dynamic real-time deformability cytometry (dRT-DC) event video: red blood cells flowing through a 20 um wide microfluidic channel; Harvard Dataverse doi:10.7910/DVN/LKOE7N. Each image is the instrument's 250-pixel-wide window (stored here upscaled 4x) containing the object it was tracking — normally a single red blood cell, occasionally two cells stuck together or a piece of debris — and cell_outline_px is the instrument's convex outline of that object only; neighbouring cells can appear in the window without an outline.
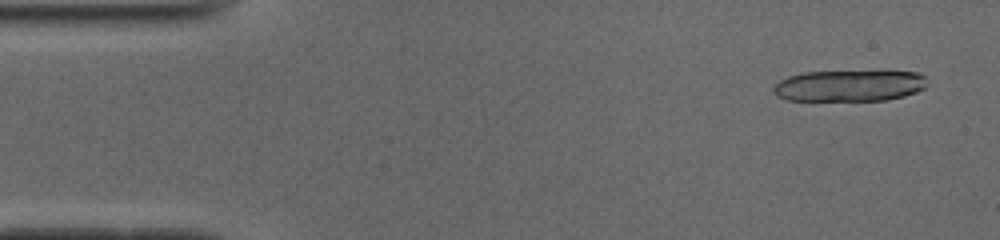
{"species": "common noctule bat (a hibernating species)", "species_latin": "Nyctalus noctula", "temperature_condition": "cold", "stored_images_in_passage": 16, "camera_frame_rate_fps": 3000, "um_per_image_px": 0.085, "animal": {"sex": "male", "body_mass_g": 19.0, "forearm_length_mm": 50.8}, "frame": {"image": 1, "passage_image": 3, "time_ms": 0.667, "image_size_px": [1000, 240], "cell_outline_px": [[928, 84], [924, 88], [916, 92], [904, 96], [884, 100], [784, 100], [776, 96], [772, 92], [772, 88], [780, 80], [788, 76], [804, 72], [876, 68], [888, 68], [916, 72], [924, 76]], "centroid_in_image_um": [72.25, 7.22], "position_along_channel_um": 12.8, "area_um2": 29.65}}